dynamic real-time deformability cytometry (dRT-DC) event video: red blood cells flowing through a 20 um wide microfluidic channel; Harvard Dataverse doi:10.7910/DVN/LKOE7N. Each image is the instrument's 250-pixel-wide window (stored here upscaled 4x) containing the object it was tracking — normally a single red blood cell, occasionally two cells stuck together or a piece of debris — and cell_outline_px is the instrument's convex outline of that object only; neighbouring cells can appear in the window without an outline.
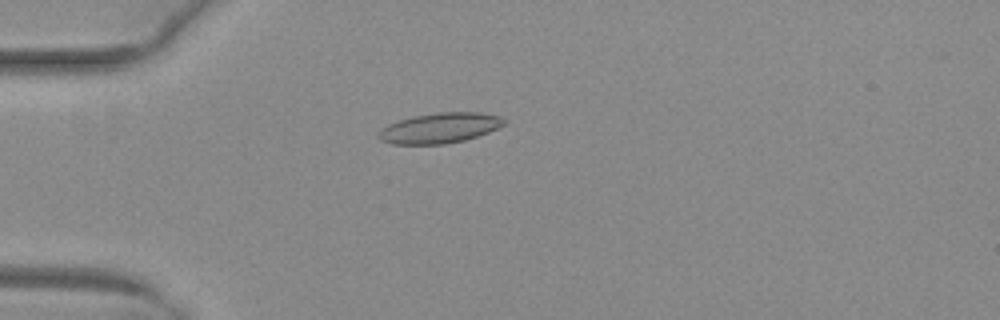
{"species": "common noctule bat (a hibernating species)", "species_latin": "Nyctalus noctula", "temperature_condition": "warm", "stored_images_in_passage": 49, "camera_frame_rate_fps": 3000, "um_per_image_px": 0.085, "animal": {"sex": "female", "body_mass_g": 29.2, "forearm_length_mm": 56.3}, "frame": {"image": 1, "passage_image": 12, "time_ms": 3.667, "image_size_px": [1000, 320], "cell_outline_px": [[508, 120], [504, 124], [488, 132], [464, 140], [444, 144], [392, 144], [380, 140], [376, 136], [388, 124], [412, 116], [436, 112], [480, 112], [500, 116]], "centroid_in_image_um": [37.38, 10.87], "position_along_channel_um": 47.6, "area_um2": 22.08}}
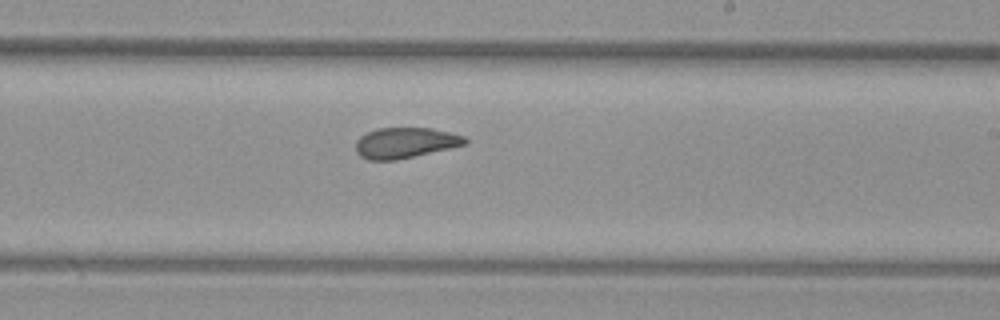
{"frame": {"image": 2, "passage_image": 29, "time_ms": 9.333, "image_size_px": [1000, 320], "cell_outline_px": [[468, 144], [396, 160], [368, 160], [360, 156], [356, 152], [356, 140], [360, 136], [376, 128], [432, 128], [464, 136], [468, 140]], "centroid_in_image_um": [34.43, 12.14], "position_along_channel_um": 254.6, "area_um2": 19.48}}
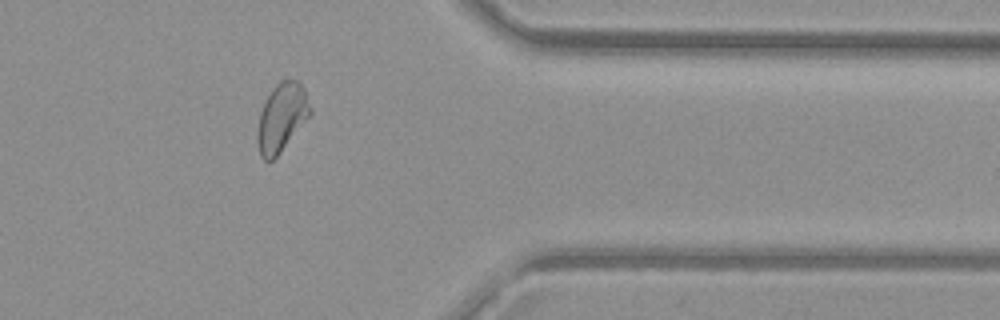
{"frame": {"image": 3, "passage_image": 40, "time_ms": 13.0, "image_size_px": [1000, 320], "cell_outline_px": [[312, 112], [280, 152], [272, 160], [264, 160], [260, 156], [256, 140], [256, 132], [260, 112], [272, 88], [280, 80], [300, 80], [304, 88], [312, 108]], "centroid_in_image_um": [23.93, 9.96], "position_along_channel_um": 387.5, "area_um2": 20.92}, "authors_computed_cell_mechanics": {"area_um2": 21.2704, "velocity_mm_per_s": 4.0088, "shape_relaxation_time_tau1_ms": 6.5069, "shape_relaxation_time_tau2_ms": 1.9079, "deformation_change_tau1": 0.1531, "deformation_change_tau2": 0.0771}}